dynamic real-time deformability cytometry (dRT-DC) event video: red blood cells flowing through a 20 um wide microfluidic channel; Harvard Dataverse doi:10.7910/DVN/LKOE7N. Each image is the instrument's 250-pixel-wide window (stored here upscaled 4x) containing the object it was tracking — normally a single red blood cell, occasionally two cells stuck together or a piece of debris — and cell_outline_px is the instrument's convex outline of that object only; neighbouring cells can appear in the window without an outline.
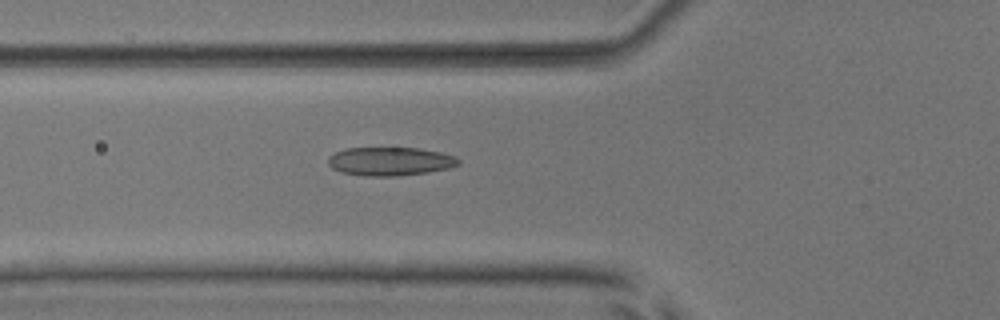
{"species": "common noctule bat (a hibernating species)", "species_latin": "Nyctalus noctula", "temperature_condition": "room temperature", "stored_images_in_passage": 44, "camera_frame_rate_fps": 3000, "um_per_image_px": 0.085, "animal": {"sex": "male", "body_mass_g": 17.9, "forearm_length_mm": 54.2}, "frame": {"image": 1, "passage_image": 11, "time_ms": 3.333, "image_size_px": [1000, 320], "cell_outline_px": [[460, 164], [448, 168], [428, 172], [396, 176], [364, 176], [340, 172], [332, 168], [328, 164], [328, 156], [344, 148], [420, 148], [440, 152], [456, 156], [460, 160]], "centroid_in_image_um": [33.15, 13.71], "position_along_channel_um": 92.7, "area_um2": 21.79}}
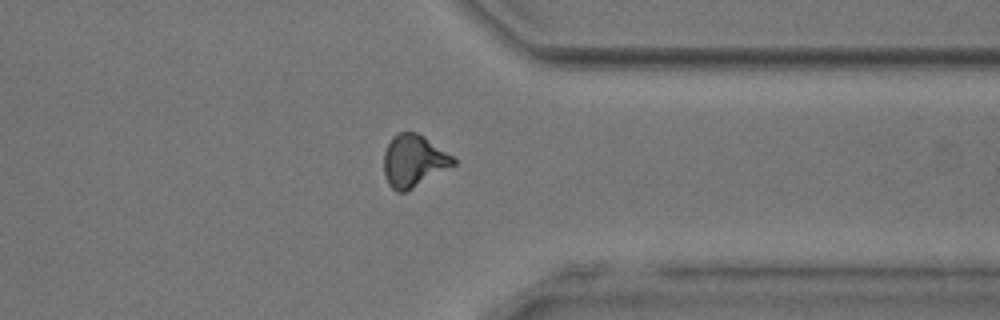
{"frame": {"image": 2, "passage_image": 33, "time_ms": 10.667, "image_size_px": [1000, 320], "cell_outline_px": [[456, 164], [404, 192], [396, 192], [388, 184], [384, 176], [384, 152], [392, 136], [400, 132], [416, 132], [424, 136], [452, 156], [456, 160]], "centroid_in_image_um": [35.13, 13.66], "position_along_channel_um": 376.3, "area_um2": 20.87}}
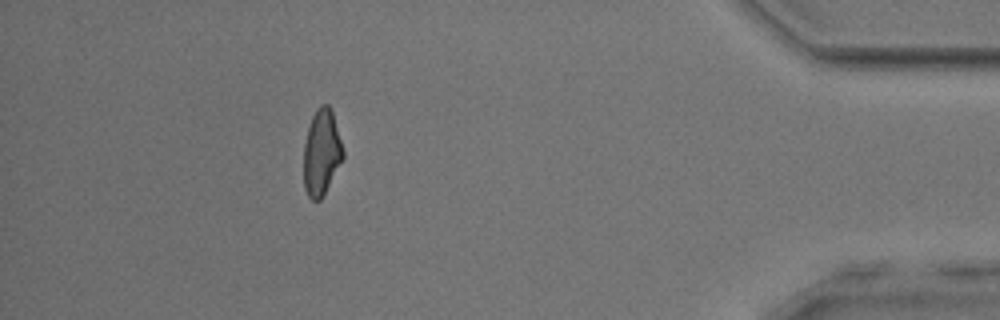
{"frame": {"image": 3, "passage_image": 39, "time_ms": 12.667, "image_size_px": [1000, 320], "cell_outline_px": [[344, 156], [320, 200], [312, 200], [308, 196], [304, 188], [304, 144], [308, 128], [312, 116], [316, 108], [320, 104], [328, 104], [332, 108], [344, 152]], "centroid_in_image_um": [27.33, 12.91], "position_along_channel_um": 407.9, "area_um2": 19.59}, "authors_computed_cell_mechanics": {"area_um2": 20.5479, "velocity_mm_per_s": 3.9156, "shape_relaxation_time_tau1_ms": 8.0992, "shape_relaxation_time_tau2_ms": 1.6313, "deformation_change_tau1": 0.1908, "deformation_change_tau2": 0.0892}}